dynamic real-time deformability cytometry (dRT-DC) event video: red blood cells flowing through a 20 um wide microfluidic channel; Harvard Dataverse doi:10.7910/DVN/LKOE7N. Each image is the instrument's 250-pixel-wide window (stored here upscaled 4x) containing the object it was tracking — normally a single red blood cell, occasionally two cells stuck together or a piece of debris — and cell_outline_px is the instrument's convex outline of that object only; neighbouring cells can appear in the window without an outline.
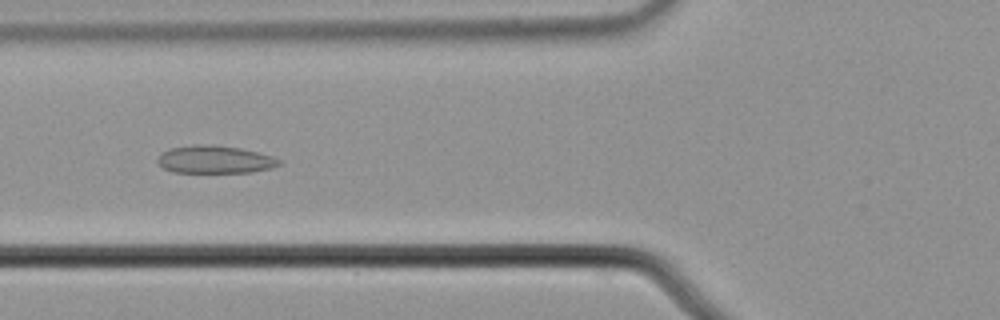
{"species": "common noctule bat (a hibernating species)", "species_latin": "Nyctalus noctula", "temperature_condition": "cold", "stored_images_in_passage": 56, "camera_frame_rate_fps": 3000, "um_per_image_px": 0.085, "animal": {"sex": "male", "body_mass_g": 21.5, "forearm_length_mm": 52.0}, "frame": {"image": 1, "passage_image": 22, "time_ms": 7.0, "image_size_px": [1000, 320], "cell_outline_px": [[280, 164], [272, 168], [252, 172], [172, 172], [164, 168], [156, 160], [160, 152], [168, 148], [192, 144], [204, 144], [240, 148], [272, 156], [280, 160]], "centroid_in_image_um": [18.21, 13.55], "position_along_channel_um": 107.6, "area_um2": 19.65}}
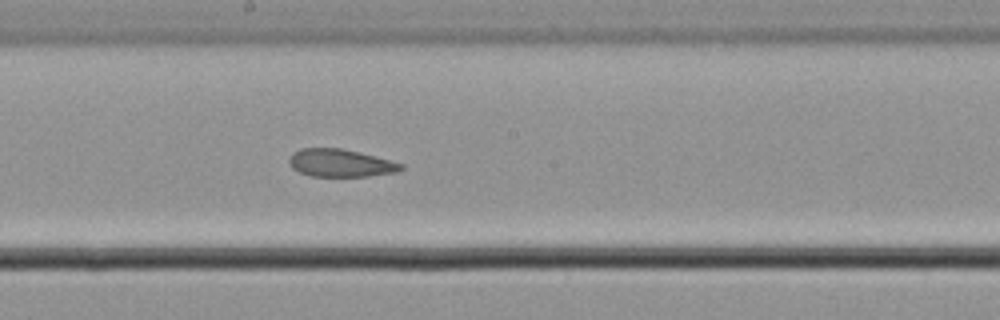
{"frame": {"image": 2, "passage_image": 31, "time_ms": 10.0, "image_size_px": [1000, 320], "cell_outline_px": [[404, 168], [396, 172], [368, 176], [312, 176], [300, 172], [292, 168], [288, 164], [288, 156], [292, 152], [300, 148], [340, 148], [404, 164]], "centroid_in_image_um": [28.87, 13.86], "position_along_channel_um": 219.3, "area_um2": 17.92}}
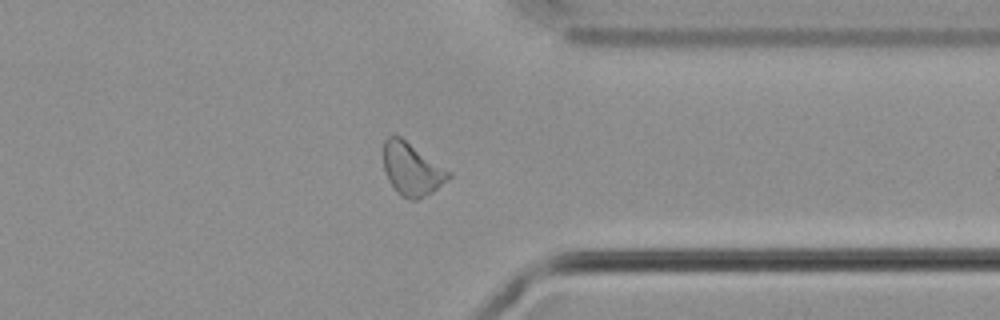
{"frame": {"image": 3, "passage_image": 44, "time_ms": 14.333, "image_size_px": [1000, 320], "cell_outline_px": [[452, 176], [448, 180], [432, 192], [416, 200], [408, 200], [400, 196], [388, 180], [384, 168], [384, 140], [388, 136], [400, 136], [452, 172]], "centroid_in_image_um": [35.02, 14.39], "position_along_channel_um": 376.4, "area_um2": 20.0}, "authors_computed_cell_mechanics": {"area_um2": 20.3167, "velocity_mm_per_s": 3.7244, "shape_relaxation_time_tau1_ms": null, "shape_relaxation_time_tau2_ms": 7.6076, "deformation_change_tau1": null, "deformation_change_tau2": 0.1427}}